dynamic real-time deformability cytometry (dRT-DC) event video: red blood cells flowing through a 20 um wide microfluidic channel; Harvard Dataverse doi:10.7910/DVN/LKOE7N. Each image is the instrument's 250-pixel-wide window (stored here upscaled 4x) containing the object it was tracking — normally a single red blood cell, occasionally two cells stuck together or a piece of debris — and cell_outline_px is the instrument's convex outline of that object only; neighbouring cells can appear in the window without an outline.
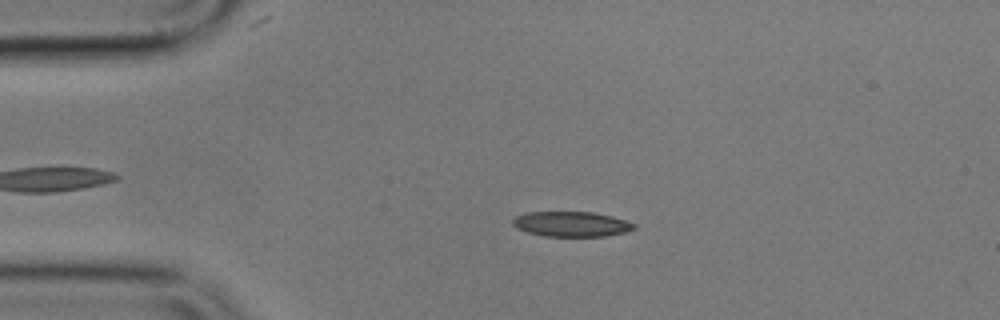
{"species": "common noctule bat (a hibernating species)", "species_latin": "Nyctalus noctula", "temperature_condition": "cold", "stored_images_in_passage": 55, "camera_frame_rate_fps": 3000, "um_per_image_px": 0.085, "animal": {"sex": "male", "body_mass_g": 17.9}, "frame": {"image": 1, "passage_image": 11, "time_ms": 3.333, "image_size_px": [1000, 320], "cell_outline_px": [[636, 228], [624, 232], [604, 236], [544, 236], [528, 232], [516, 228], [512, 224], [512, 220], [516, 216], [524, 212], [592, 212], [612, 216], [636, 224]], "centroid_in_image_um": [48.54, 19.04], "position_along_channel_um": 36.5, "area_um2": 17.69}}
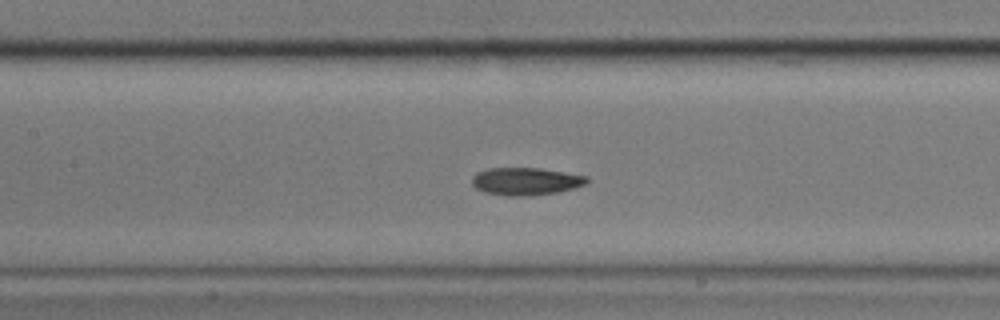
{"frame": {"image": 2, "passage_image": 24, "time_ms": 7.667, "image_size_px": [1000, 320], "cell_outline_px": [[588, 180], [584, 184], [576, 188], [556, 192], [532, 196], [504, 196], [484, 192], [476, 188], [472, 184], [472, 176], [476, 172], [488, 168], [540, 168], [588, 176]], "centroid_in_image_um": [44.66, 15.42], "position_along_channel_um": 162.7, "area_um2": 18.61}}
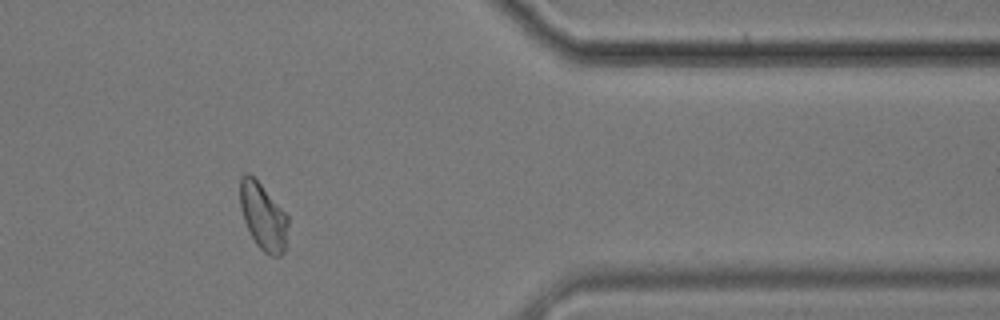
{"frame": {"image": 3, "passage_image": 45, "time_ms": 14.667, "image_size_px": [1000, 320], "cell_outline_px": [[288, 224], [284, 252], [280, 256], [272, 256], [264, 252], [256, 244], [244, 220], [240, 208], [240, 176], [244, 172], [248, 172], [260, 184], [288, 216]], "centroid_in_image_um": [22.35, 18.4], "position_along_channel_um": 389.0, "area_um2": 18.44}, "authors_computed_cell_mechanics": {"area_um2": 18.5538, "velocity_mm_per_s": 3.5512, "shape_relaxation_time_tau1_ms": 4.9983, "shape_relaxation_time_tau2_ms": 2.62, "deformation_change_tau1": 0.1466, "deformation_change_tau2": 0.076}}